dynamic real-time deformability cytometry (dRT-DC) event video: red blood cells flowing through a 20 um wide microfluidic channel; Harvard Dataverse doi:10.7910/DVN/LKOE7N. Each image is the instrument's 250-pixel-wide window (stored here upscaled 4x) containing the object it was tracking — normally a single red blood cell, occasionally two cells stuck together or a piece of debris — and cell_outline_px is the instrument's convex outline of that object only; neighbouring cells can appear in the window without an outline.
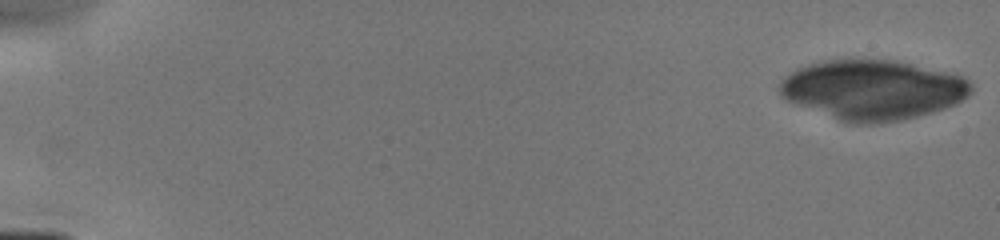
{"species": "human", "species_latin": "Homo sapiens", "temperature_condition": "cold", "stored_images_in_passage": 19, "camera_frame_rate_fps": 3000, "um_per_image_px": 0.085, "donor": {"sex": "male"}, "frame": {"image": 1, "passage_image": 1, "time_ms": 0.0, "image_size_px": [1000, 240], "cell_outline_px": [[972, 92], [968, 96], [944, 108], [932, 112], [900, 120], [880, 124], [848, 124], [788, 100], [780, 96], [780, 80], [784, 76], [796, 68], [820, 60], [896, 60], [960, 76], [968, 80], [972, 84]], "centroid_in_image_um": [74.14, 7.64], "position_along_channel_um": 10.9, "area_um2": 66.41}}